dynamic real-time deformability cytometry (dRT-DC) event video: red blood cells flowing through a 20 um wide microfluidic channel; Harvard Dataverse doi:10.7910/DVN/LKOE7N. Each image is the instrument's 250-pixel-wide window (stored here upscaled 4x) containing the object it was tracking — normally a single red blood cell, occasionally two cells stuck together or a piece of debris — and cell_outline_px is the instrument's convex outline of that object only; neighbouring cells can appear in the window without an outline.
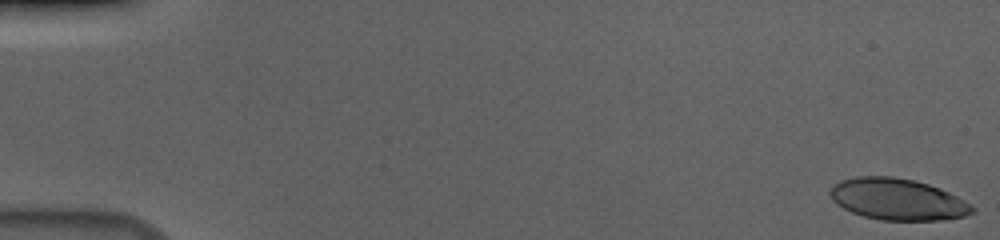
{"species": "human", "species_latin": "Homo sapiens", "temperature_condition": "cold", "stored_images_in_passage": 10, "camera_frame_rate_fps": 3000, "um_per_image_px": 0.085, "donor": {"sex": "male"}, "frame": {"image": 1, "passage_image": 1, "time_ms": 0.0, "image_size_px": [1000, 240], "cell_outline_px": [[976, 212], [964, 216], [936, 220], [880, 220], [864, 216], [852, 212], [836, 204], [832, 200], [828, 192], [840, 180], [856, 176], [892, 176], [912, 180], [928, 184], [940, 188], [964, 200], [976, 208]], "centroid_in_image_um": [76.29, 16.94], "position_along_channel_um": 8.7, "area_um2": 34.28}}